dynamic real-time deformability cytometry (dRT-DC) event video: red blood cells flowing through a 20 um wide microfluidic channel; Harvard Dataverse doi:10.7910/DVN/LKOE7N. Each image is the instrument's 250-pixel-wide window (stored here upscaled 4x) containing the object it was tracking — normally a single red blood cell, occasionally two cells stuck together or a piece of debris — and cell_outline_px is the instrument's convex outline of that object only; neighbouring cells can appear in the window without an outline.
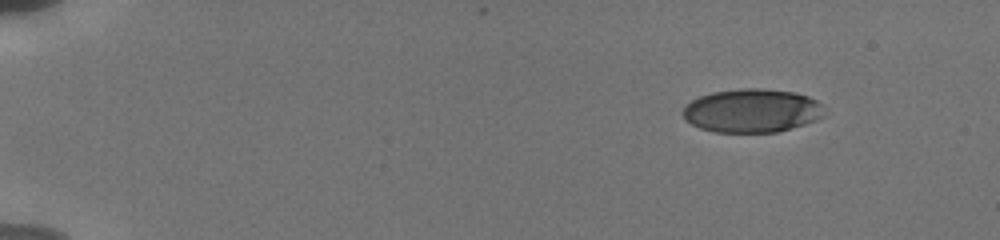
{"species": "human", "species_latin": "Homo sapiens", "temperature_condition": "cold", "stored_images_in_passage": 36, "camera_frame_rate_fps": 3000, "um_per_image_px": 0.085, "donor": {"sex": "male"}, "frame": {"image": 1, "passage_image": 1, "time_ms": 0.0, "image_size_px": [1000, 240], "cell_outline_px": [[828, 112], [824, 116], [816, 120], [804, 124], [776, 132], [716, 132], [700, 128], [684, 120], [680, 112], [684, 104], [700, 96], [712, 92], [744, 88], [760, 88], [796, 92], [808, 96], [816, 100]], "centroid_in_image_um": [63.9, 9.4], "position_along_channel_um": 21.1, "area_um2": 36.3}}
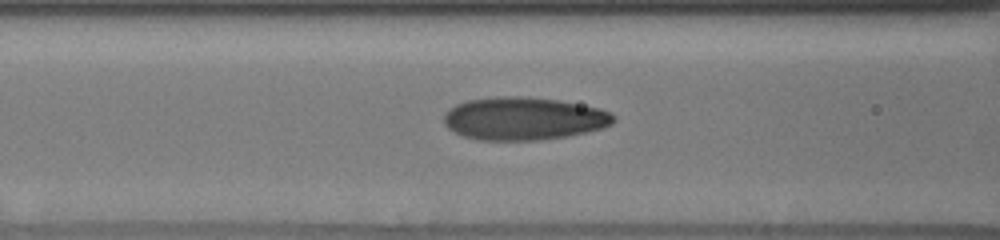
{"frame": {"image": 2, "passage_image": 18, "time_ms": 6.0, "image_size_px": [1000, 240], "cell_outline_px": [[616, 120], [612, 124], [600, 128], [568, 136], [540, 140], [480, 140], [464, 136], [448, 128], [444, 124], [444, 116], [456, 104], [468, 100], [496, 96], [520, 96], [560, 100], [600, 108], [616, 116]], "centroid_in_image_um": [44.53, 10.07], "position_along_channel_um": 122.1, "area_um2": 42.25}}
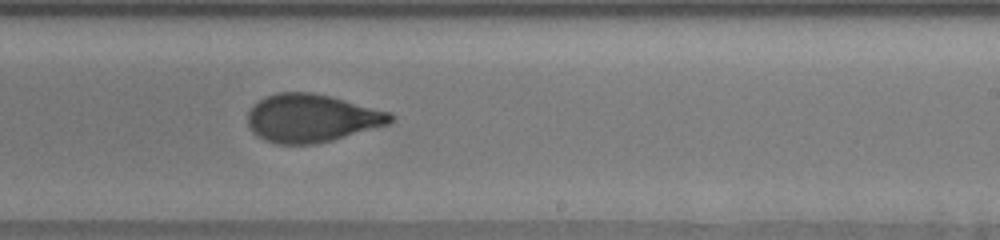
{"frame": {"image": 3, "passage_image": 32, "time_ms": 9.667, "image_size_px": [1000, 240], "cell_outline_px": [[396, 116], [388, 124], [332, 140], [316, 144], [276, 144], [264, 140], [256, 136], [252, 132], [248, 124], [248, 112], [252, 104], [264, 96], [276, 92], [312, 92], [392, 112]], "centroid_in_image_um": [26.44, 10.04], "position_along_channel_um": 262.6, "area_um2": 40.11}}